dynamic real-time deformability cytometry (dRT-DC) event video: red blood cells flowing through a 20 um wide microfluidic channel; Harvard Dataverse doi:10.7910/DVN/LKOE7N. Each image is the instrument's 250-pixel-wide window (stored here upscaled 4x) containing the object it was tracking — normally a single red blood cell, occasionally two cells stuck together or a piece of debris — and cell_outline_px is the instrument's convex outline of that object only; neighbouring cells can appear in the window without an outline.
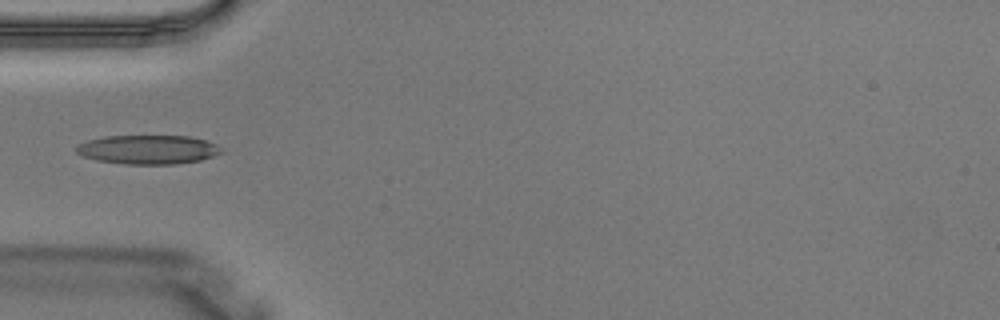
{"species": "Egyptian fruit bat (a non-hibernating species)", "species_latin": "Rousettus aegyptiacus", "temperature_condition": "warm", "stored_images_in_passage": 1, "camera_frame_rate_fps": 3000, "um_per_image_px": 0.085, "animal": {"sex": "male"}, "frame": {"image": 1, "passage_image": 1, "time_ms": 0.0, "image_size_px": [1000, 320], "cell_outline_px": [[224, 152], [200, 160], [176, 164], [124, 164], [96, 160], [84, 156], [76, 152], [76, 144], [88, 140], [104, 136], [188, 136], [204, 140], [216, 144], [224, 148]], "centroid_in_image_um": [12.59, 12.71], "position_along_channel_um": 72.4, "area_um2": 24.62}}